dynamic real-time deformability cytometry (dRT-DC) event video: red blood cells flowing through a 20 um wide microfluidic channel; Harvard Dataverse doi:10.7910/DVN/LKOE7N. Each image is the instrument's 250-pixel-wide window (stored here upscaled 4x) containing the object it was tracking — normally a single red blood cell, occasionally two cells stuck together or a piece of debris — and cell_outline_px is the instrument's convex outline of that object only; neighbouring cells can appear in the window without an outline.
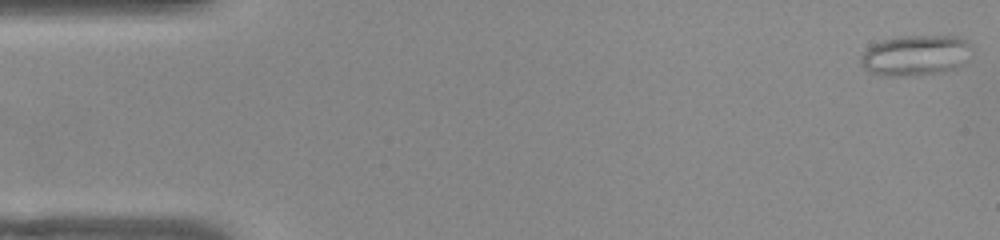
{"species": "common noctule bat (a hibernating species)", "species_latin": "Nyctalus noctula", "temperature_condition": "warm", "stored_images_in_passage": 52, "camera_frame_rate_fps": 3000, "um_per_image_px": 0.085, "animal": {"sex": "female", "body_mass_g": 22.0, "forearm_length_mm": 56.7}, "frame": {"image": 1, "passage_image": 1, "time_ms": 0.0, "image_size_px": [1000, 240], "cell_outline_px": [[968, 60], [956, 68], [944, 72], [920, 76], [880, 76], [868, 72], [860, 64], [860, 56], [872, 44], [884, 40], [900, 36], [956, 36], [964, 40], [968, 44]], "centroid_in_image_um": [77.76, 4.74], "position_along_channel_um": 7.2, "area_um2": 26.41}}
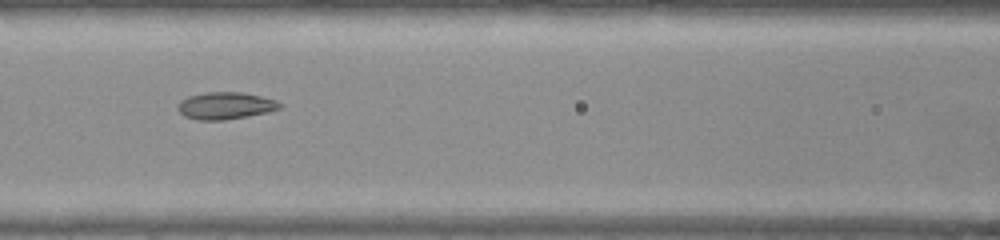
{"frame": {"image": 2, "passage_image": 22, "time_ms": 7.0, "image_size_px": [1000, 240], "cell_outline_px": [[284, 108], [268, 112], [224, 120], [196, 120], [184, 116], [176, 108], [188, 96], [208, 92], [240, 92], [260, 96], [276, 100]], "centroid_in_image_um": [19.18, 8.99], "position_along_channel_um": 147.4, "area_um2": 15.95}}
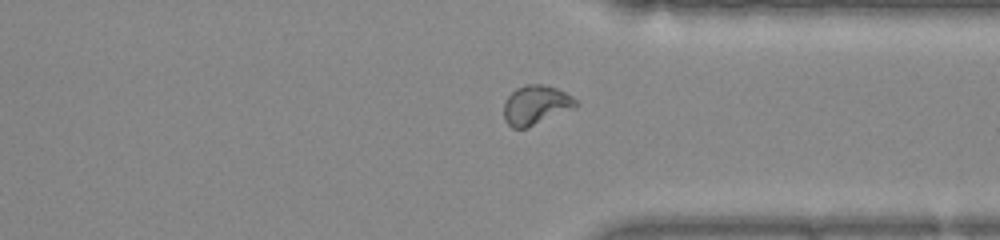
{"frame": {"image": 3, "passage_image": 39, "time_ms": 12.667, "image_size_px": [1000, 240], "cell_outline_px": [[580, 104], [576, 108], [524, 128], [512, 128], [504, 120], [504, 104], [508, 96], [516, 88], [528, 84], [544, 84], [556, 88], [572, 96]], "centroid_in_image_um": [45.56, 8.92], "position_along_channel_um": 365.8, "area_um2": 16.42}, "authors_computed_cell_mechanics": {"area_um2": 16.762, "velocity_mm_per_s": 3.8714, "shape_relaxation_time_tau1_ms": null, "shape_relaxation_time_tau2_ms": 1.503, "deformation_change_tau1": null, "deformation_change_tau2": 0.0765}}